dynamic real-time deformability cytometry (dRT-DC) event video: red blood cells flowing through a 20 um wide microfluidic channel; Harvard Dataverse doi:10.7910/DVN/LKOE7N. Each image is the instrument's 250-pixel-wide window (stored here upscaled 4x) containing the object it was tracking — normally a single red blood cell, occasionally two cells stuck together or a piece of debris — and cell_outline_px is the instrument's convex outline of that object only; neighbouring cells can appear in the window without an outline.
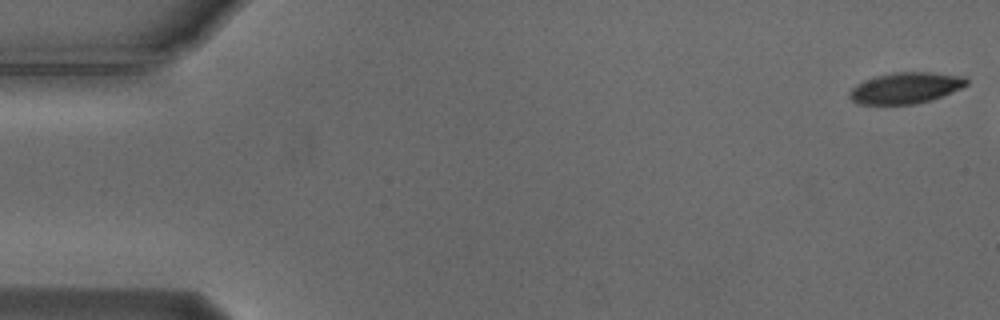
{"species": "Egyptian fruit bat (a non-hibernating species)", "species_latin": "Rousettus aegyptiacus", "temperature_condition": "cold", "stored_images_in_passage": 8, "camera_frame_rate_fps": 3000, "um_per_image_px": 0.085, "animal": {"sex": "male"}, "frame": {"image": 1, "passage_image": 1, "time_ms": 0.0, "image_size_px": [1000, 320], "cell_outline_px": [[968, 84], [952, 92], [932, 100], [916, 104], [856, 104], [848, 96], [848, 92], [856, 84], [864, 80], [876, 76], [892, 72], [932, 72], [964, 76], [968, 80]], "centroid_in_image_um": [76.96, 7.47], "position_along_channel_um": 8.0, "area_um2": 21.39}}